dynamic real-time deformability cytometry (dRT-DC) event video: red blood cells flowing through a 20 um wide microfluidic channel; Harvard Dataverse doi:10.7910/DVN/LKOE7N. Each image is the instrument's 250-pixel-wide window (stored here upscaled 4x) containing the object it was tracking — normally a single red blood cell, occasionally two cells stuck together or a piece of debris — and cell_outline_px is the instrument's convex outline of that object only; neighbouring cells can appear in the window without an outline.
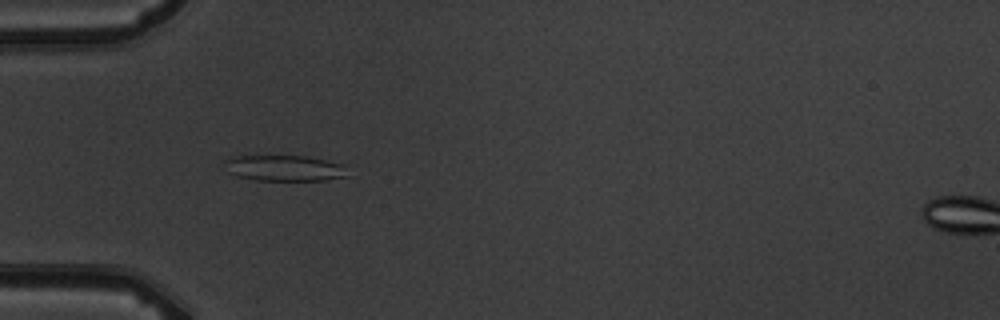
{"species": "common noctule bat (a hibernating species)", "species_latin": "Nyctalus noctula", "temperature_condition": "warm", "stored_images_in_passage": 5, "camera_frame_rate_fps": 3000, "um_per_image_px": 0.085, "animal": {"sex": "male", "body_mass_g": 19.5, "forearm_length_mm": 54.6}, "frame": {"image": 1, "passage_image": 4, "time_ms": 4.333, "image_size_px": [1000, 320], "cell_outline_px": [[348, 176], [324, 180], [256, 180], [236, 176], [228, 172], [224, 160], [236, 156], [308, 156], [344, 164]], "centroid_in_image_um": [24.19, 14.29], "position_along_channel_um": 60.8, "area_um2": 18.5}}
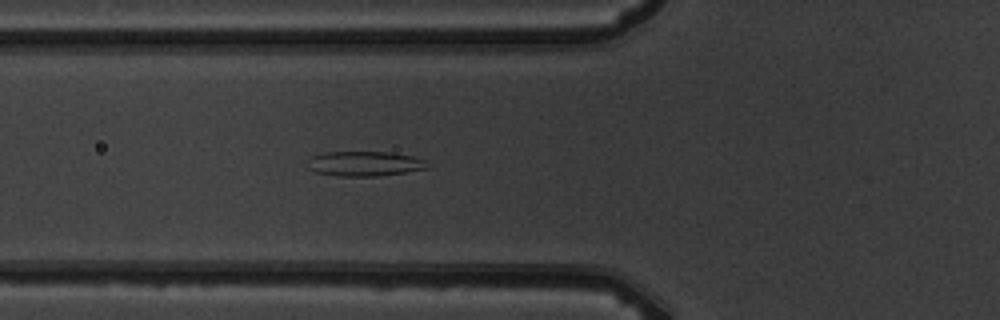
{"frame": {"image": 2, "passage_image": 5, "time_ms": 5.333, "image_size_px": [1000, 320], "cell_outline_px": [[428, 168], [380, 176], [336, 176], [316, 172], [308, 168], [312, 156], [324, 152], [388, 152], [412, 156], [424, 160]], "centroid_in_image_um": [30.97, 13.91], "position_along_channel_um": 94.8, "area_um2": 17.11}}